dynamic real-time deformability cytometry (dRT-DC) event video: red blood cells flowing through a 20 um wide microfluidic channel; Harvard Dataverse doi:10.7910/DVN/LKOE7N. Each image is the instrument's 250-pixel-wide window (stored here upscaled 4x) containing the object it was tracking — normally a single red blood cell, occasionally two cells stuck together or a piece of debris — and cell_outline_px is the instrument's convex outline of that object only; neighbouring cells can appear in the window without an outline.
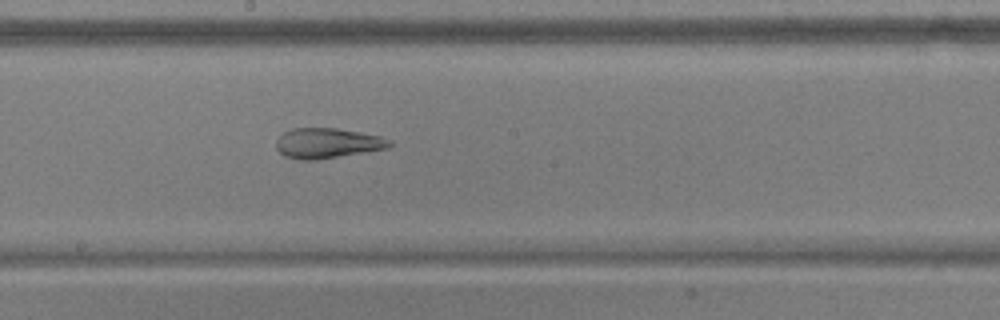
{"species": "common noctule bat (a hibernating species)", "species_latin": "Nyctalus noctula", "temperature_condition": "warm", "stored_images_in_passage": 52, "camera_frame_rate_fps": 3000, "um_per_image_px": 0.085, "animal": {"sex": "male", "body_mass_g": 17.9, "forearm_length_mm": 54.2}, "frame": {"image": 1, "passage_image": 29, "time_ms": 9.333, "image_size_px": [1000, 320], "cell_outline_px": [[392, 144], [388, 148], [316, 160], [300, 160], [284, 156], [276, 148], [276, 140], [284, 132], [292, 128], [336, 128], [360, 132], [380, 136], [392, 140]], "centroid_in_image_um": [27.82, 12.17], "position_along_channel_um": 220.4, "area_um2": 19.94}}
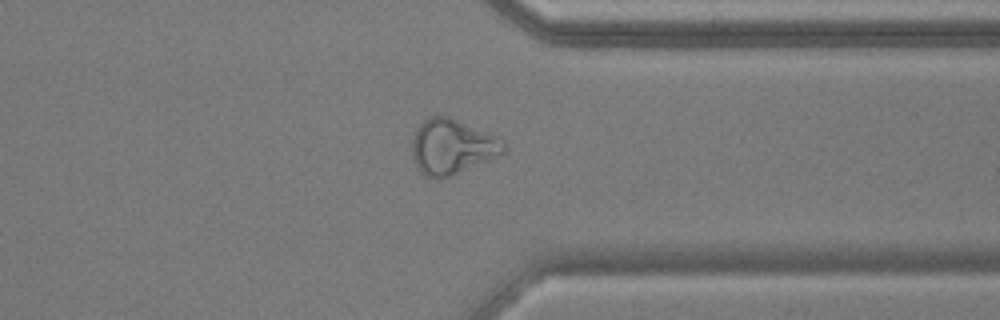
{"frame": {"image": 2, "passage_image": 41, "time_ms": 13.333, "image_size_px": [1000, 320], "cell_outline_px": [[508, 152], [452, 176], [436, 180], [424, 176], [416, 168], [412, 156], [412, 140], [416, 128], [424, 120], [432, 116], [448, 116], [496, 136], [504, 140]], "centroid_in_image_um": [38.42, 12.51], "position_along_channel_um": 373.0, "area_um2": 29.82}}
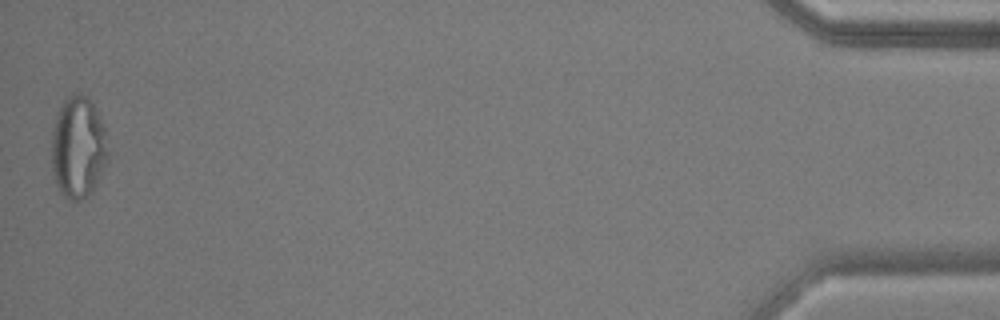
{"frame": {"image": 3, "passage_image": 52, "time_ms": 17.0, "image_size_px": [1000, 320], "cell_outline_px": [[108, 160], [92, 192], [88, 196], [80, 200], [72, 200], [64, 196], [60, 192], [56, 184], [52, 172], [52, 128], [56, 112], [64, 100], [72, 92], [80, 92], [92, 104], [104, 128], [108, 152]], "centroid_in_image_um": [6.62, 12.53], "position_along_channel_um": 428.6, "area_um2": 33.52}, "authors_computed_cell_mechanics": {"area_um2": 28.7555, "velocity_mm_per_s": 3.8642, "shape_relaxation_time_tau1_ms": null, "shape_relaxation_time_tau2_ms": 1.9829, "deformation_change_tau1": null, "deformation_change_tau2": 0.1144}}